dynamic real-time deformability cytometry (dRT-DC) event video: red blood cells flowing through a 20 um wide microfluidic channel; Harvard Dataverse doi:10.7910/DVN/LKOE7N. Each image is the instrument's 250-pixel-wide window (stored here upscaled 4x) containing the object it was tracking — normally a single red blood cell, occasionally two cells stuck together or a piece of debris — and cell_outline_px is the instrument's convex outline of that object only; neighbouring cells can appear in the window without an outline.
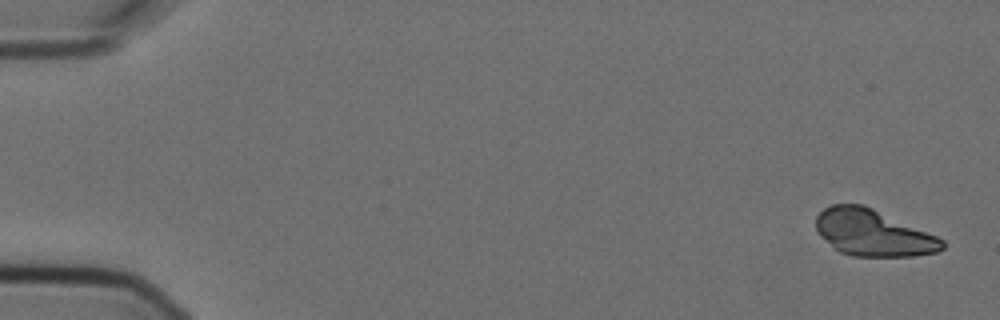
{"species": "Egyptian fruit bat (a non-hibernating species)", "species_latin": "Rousettus aegyptiacus", "temperature_condition": "cold", "stored_images_in_passage": 8, "camera_frame_rate_fps": 3000, "um_per_image_px": 0.085, "animal": {"sex": "female"}, "frame": {"image": 1, "passage_image": 1, "time_ms": 0.0, "image_size_px": [1000, 320], "cell_outline_px": [[944, 248], [936, 252], [912, 256], [852, 256], [840, 252], [820, 236], [816, 228], [816, 216], [824, 208], [832, 204], [864, 204], [936, 236], [944, 240]], "centroid_in_image_um": [74.18, 19.79], "position_along_channel_um": 10.8, "area_um2": 33.93}}
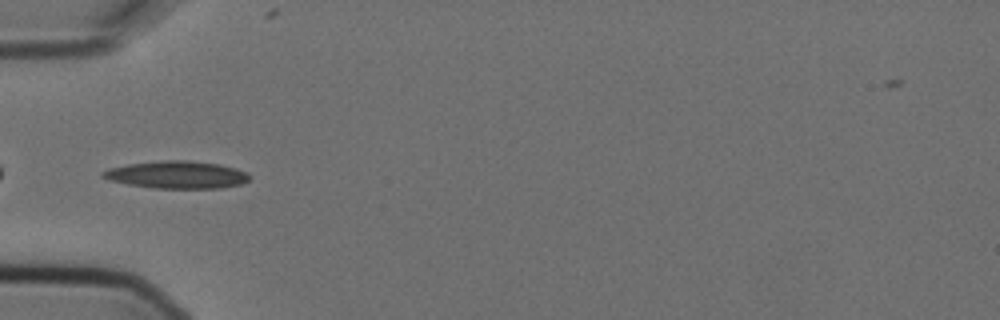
{"frame": {"image": 2, "passage_image": 6, "time_ms": 1.667, "image_size_px": [1000, 320], "cell_outline_px": [[248, 180], [240, 184], [220, 188], [156, 188], [128, 184], [108, 180], [100, 176], [100, 172], [108, 168], [128, 164], [164, 160], [188, 160], [220, 164], [236, 168], [244, 172], [248, 176]], "centroid_in_image_um": [14.97, 14.85], "position_along_channel_um": 70.0, "area_um2": 23.35}}
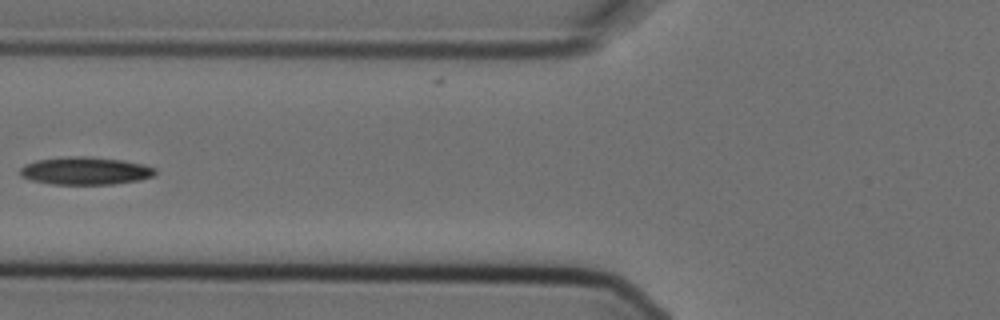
{"frame": {"image": 3, "passage_image": 7, "time_ms": 2.0, "image_size_px": [1000, 320], "cell_outline_px": [[156, 172], [152, 176], [140, 180], [112, 184], [52, 184], [32, 180], [24, 176], [20, 172], [20, 168], [36, 160], [68, 156], [88, 156], [124, 160], [144, 164], [156, 168]], "centroid_in_image_um": [7.31, 14.51], "position_along_channel_um": 118.5, "area_um2": 21.73}}